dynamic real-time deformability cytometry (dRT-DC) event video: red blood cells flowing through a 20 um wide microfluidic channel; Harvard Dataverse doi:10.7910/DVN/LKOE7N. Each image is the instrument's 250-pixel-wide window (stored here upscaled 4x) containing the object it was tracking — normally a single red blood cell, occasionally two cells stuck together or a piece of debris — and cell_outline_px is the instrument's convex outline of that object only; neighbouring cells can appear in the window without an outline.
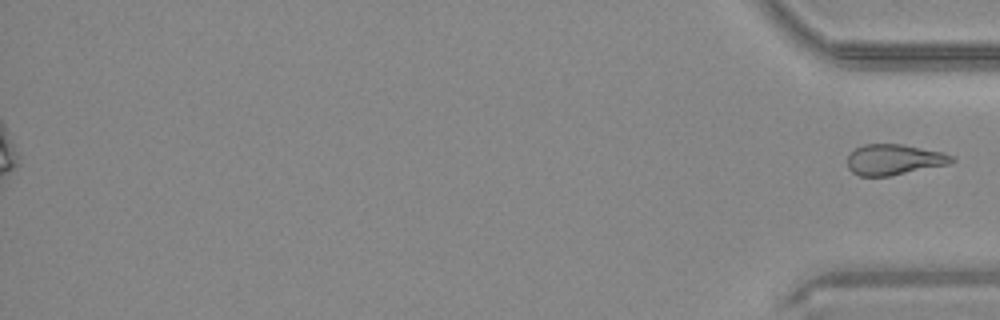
{"species": "common noctule bat (a hibernating species)", "species_latin": "Nyctalus noctula", "temperature_condition": "warm", "stored_images_in_passage": 49, "segment_of_instrument_passage": [2, 2], "camera_frame_rate_fps": 3000, "um_per_image_px": 0.085, "animal": {"sex": "male", "body_mass_g": 20.4}, "frame": {"image": 1, "passage_image": 49, "time_ms": 16.0, "image_size_px": [1000, 320], "cell_outline_px": [[956, 160], [948, 164], [888, 176], [860, 176], [852, 172], [848, 168], [848, 156], [856, 148], [864, 144], [900, 144], [944, 152], [952, 156]], "centroid_in_image_um": [75.99, 13.56], "position_along_channel_um": 359.2, "area_um2": 18.44}}